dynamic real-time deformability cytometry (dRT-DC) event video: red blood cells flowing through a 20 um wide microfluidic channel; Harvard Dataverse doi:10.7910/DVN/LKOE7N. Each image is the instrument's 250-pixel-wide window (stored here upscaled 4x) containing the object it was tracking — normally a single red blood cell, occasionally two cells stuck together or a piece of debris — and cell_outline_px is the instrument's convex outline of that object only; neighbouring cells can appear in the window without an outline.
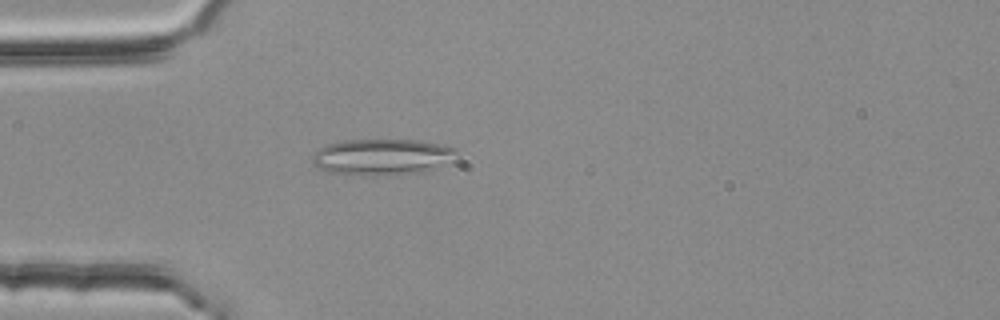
{"species": "common noctule bat (a hibernating species)", "species_latin": "Nyctalus noctula", "temperature_condition": "room temperature", "stored_images_in_passage": 3, "camera_frame_rate_fps": 3000, "um_per_image_px": 0.085, "animal": {"sex": "female", "body_mass_g": 25.1}, "frame": {"image": 1, "passage_image": 3, "time_ms": 0.667, "image_size_px": [1000, 320], "cell_outline_px": [[456, 152], [428, 172], [388, 176], [372, 176], [328, 172], [316, 168], [312, 164], [312, 156], [320, 148], [328, 144], [344, 140], [420, 140], [444, 144], [456, 148]], "centroid_in_image_um": [32.4, 13.35], "position_along_channel_um": 52.6, "area_um2": 30.46}}